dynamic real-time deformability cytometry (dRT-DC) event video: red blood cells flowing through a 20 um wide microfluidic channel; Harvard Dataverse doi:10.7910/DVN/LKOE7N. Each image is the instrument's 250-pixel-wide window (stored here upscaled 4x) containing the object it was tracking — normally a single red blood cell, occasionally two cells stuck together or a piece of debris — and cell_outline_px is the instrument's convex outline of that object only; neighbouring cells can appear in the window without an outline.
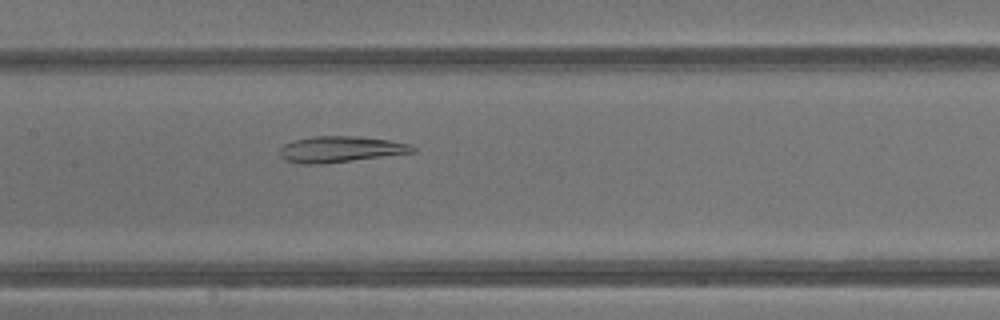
{"species": "common noctule bat (a hibernating species)", "species_latin": "Nyctalus noctula", "temperature_condition": "warm", "stored_images_in_passage": 43, "camera_frame_rate_fps": 3000, "um_per_image_px": 0.085, "animal": {"sex": "male", "body_mass_g": 13.3}, "frame": {"image": 1, "passage_image": 21, "time_ms": 6.667, "image_size_px": [1000, 320], "cell_outline_px": [[416, 152], [324, 164], [300, 164], [284, 160], [280, 156], [280, 148], [284, 144], [292, 140], [312, 136], [360, 136], [388, 140], [412, 144], [416, 148]], "centroid_in_image_um": [28.93, 12.69], "position_along_channel_um": 178.5, "area_um2": 20.46}}
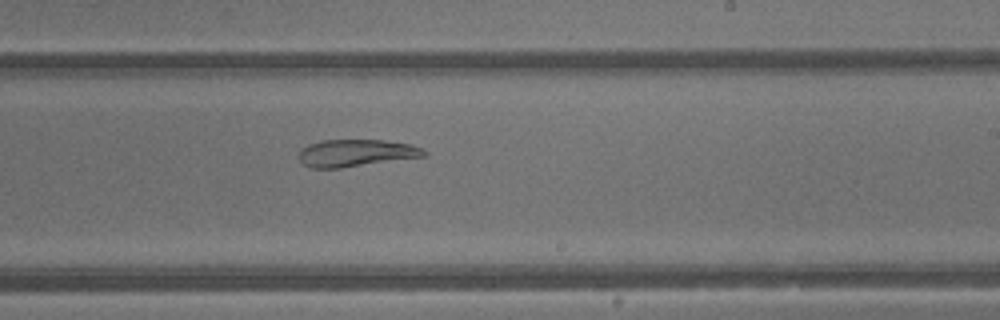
{"frame": {"image": 2, "passage_image": 26, "time_ms": 8.333, "image_size_px": [1000, 320], "cell_outline_px": [[428, 156], [340, 168], [312, 168], [304, 164], [300, 160], [300, 148], [308, 144], [320, 140], [384, 140], [408, 144], [420, 148], [428, 152]], "centroid_in_image_um": [30.26, 13.0], "position_along_channel_um": 258.7, "area_um2": 19.83}}
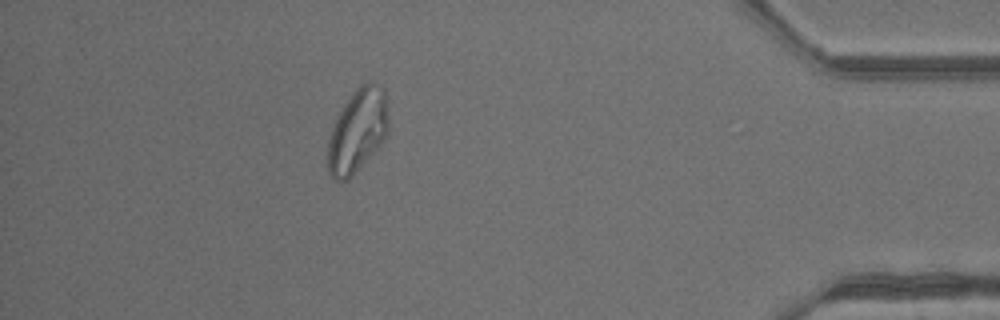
{"frame": {"image": 3, "passage_image": 38, "time_ms": 12.333, "image_size_px": [1000, 320], "cell_outline_px": [[388, 132], [384, 140], [352, 176], [348, 180], [332, 180], [328, 172], [328, 140], [332, 128], [340, 108], [356, 88], [360, 84], [368, 80], [372, 80], [380, 84], [384, 88], [388, 104]], "centroid_in_image_um": [30.41, 11.06], "position_along_channel_um": 404.8, "area_um2": 29.94}, "authors_computed_cell_mechanics": {"area_um2": 28.4954, "velocity_mm_per_s": 4.8531, "shape_relaxation_time_tau1_ms": null, "shape_relaxation_time_tau2_ms": 5.2564, "deformation_change_tau1": null, "deformation_change_tau2": 0.0791}}